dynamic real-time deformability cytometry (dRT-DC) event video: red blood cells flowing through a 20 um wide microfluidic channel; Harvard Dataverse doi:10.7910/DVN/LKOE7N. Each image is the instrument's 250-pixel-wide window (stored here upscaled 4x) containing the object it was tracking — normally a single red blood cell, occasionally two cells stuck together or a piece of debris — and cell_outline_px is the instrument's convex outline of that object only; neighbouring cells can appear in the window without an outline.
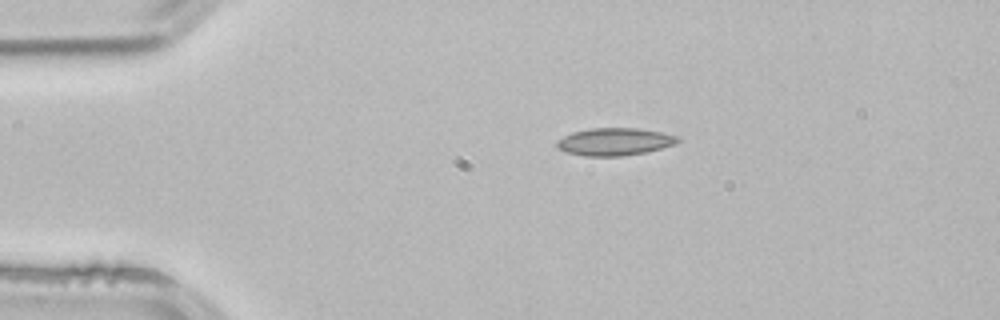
{"species": "common noctule bat (a hibernating species)", "species_latin": "Nyctalus noctula", "temperature_condition": "room temperature", "stored_images_in_passage": 2, "camera_frame_rate_fps": 3000, "um_per_image_px": 0.085, "animal": {"sex": "male", "body_mass_g": 21.5, "forearm_length_mm": 52.0}, "frame": {"image": 1, "passage_image": 1, "time_ms": 0.0, "image_size_px": [1000, 320], "cell_outline_px": [[680, 140], [676, 144], [648, 152], [620, 156], [584, 156], [568, 152], [556, 148], [556, 140], [572, 132], [592, 128], [636, 128], [660, 132], [680, 136]], "centroid_in_image_um": [52.25, 12.04], "position_along_channel_um": 32.7, "area_um2": 19.48}}